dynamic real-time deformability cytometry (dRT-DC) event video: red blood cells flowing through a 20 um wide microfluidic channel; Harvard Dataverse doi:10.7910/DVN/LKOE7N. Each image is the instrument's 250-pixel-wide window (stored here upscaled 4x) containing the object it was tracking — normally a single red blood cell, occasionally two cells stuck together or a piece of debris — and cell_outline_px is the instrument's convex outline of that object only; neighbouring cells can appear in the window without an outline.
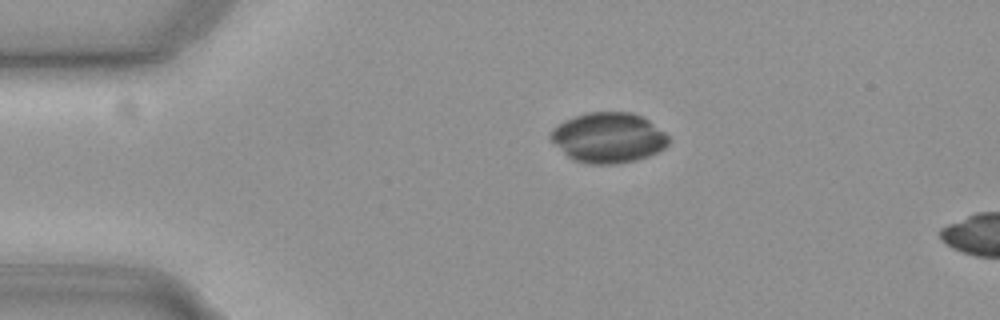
{"species": "common noctule bat (a hibernating species)", "species_latin": "Nyctalus noctula", "temperature_condition": "cold", "stored_images_in_passage": 5, "camera_frame_rate_fps": 3000, "um_per_image_px": 0.085, "animal": {"sex": "female", "body_mass_g": 19.3, "forearm_length_mm": 54.1}, "frame": {"image": 1, "passage_image": 1, "time_ms": 0.0, "image_size_px": [1000, 320], "cell_outline_px": [[668, 144], [664, 148], [648, 156], [636, 160], [616, 164], [588, 164], [572, 160], [548, 136], [552, 128], [564, 120], [588, 112], [632, 112], [648, 120], [664, 132], [668, 136]], "centroid_in_image_um": [51.69, 11.7], "position_along_channel_um": 33.3, "area_um2": 34.33}}